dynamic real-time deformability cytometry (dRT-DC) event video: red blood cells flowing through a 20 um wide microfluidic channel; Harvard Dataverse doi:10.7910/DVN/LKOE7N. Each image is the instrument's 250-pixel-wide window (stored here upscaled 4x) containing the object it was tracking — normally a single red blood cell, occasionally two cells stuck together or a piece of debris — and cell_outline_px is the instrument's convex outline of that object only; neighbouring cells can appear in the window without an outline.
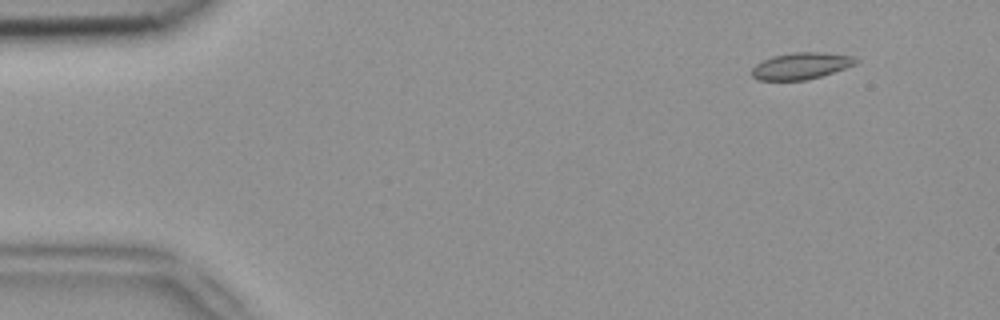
{"species": "common noctule bat (a hibernating species)", "species_latin": "Nyctalus noctula", "temperature_condition": "room temperature", "stored_images_in_passage": 6, "camera_frame_rate_fps": 3000, "um_per_image_px": 0.085, "animal": {"sex": "female", "body_mass_g": 18.4}, "frame": {"image": 1, "passage_image": 2, "time_ms": 0.333, "image_size_px": [1000, 320], "cell_outline_px": [[860, 60], [856, 64], [820, 76], [804, 80], [756, 80], [752, 76], [752, 68], [756, 64], [772, 56], [792, 52], [824, 52], [852, 56]], "centroid_in_image_um": [68.08, 5.59], "position_along_channel_um": 16.9, "area_um2": 16.07}}
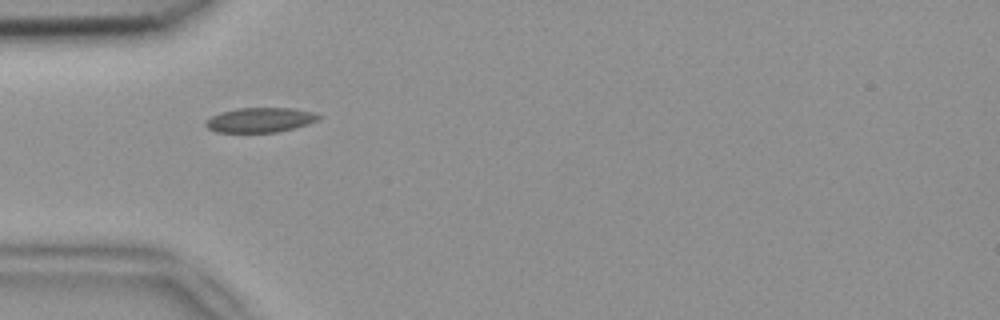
{"frame": {"image": 2, "passage_image": 5, "time_ms": 1.333, "image_size_px": [1000, 320], "cell_outline_px": [[320, 116], [316, 120], [308, 124], [276, 132], [216, 132], [208, 128], [204, 124], [204, 120], [220, 112], [236, 108], [292, 108], [312, 112]], "centroid_in_image_um": [22.04, 10.19], "position_along_channel_um": 63.0, "area_um2": 16.13}}